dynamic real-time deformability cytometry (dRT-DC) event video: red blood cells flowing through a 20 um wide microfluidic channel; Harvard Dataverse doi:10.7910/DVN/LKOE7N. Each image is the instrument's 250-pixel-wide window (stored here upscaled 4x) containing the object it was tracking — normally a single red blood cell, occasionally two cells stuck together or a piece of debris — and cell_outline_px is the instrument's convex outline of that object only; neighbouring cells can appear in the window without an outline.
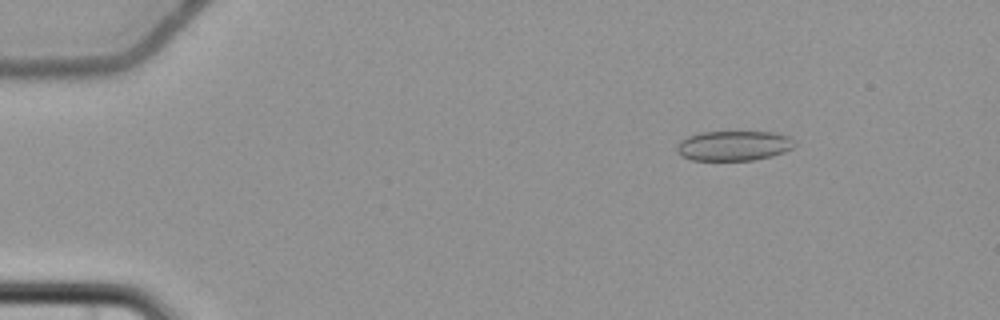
{"species": "common noctule bat (a hibernating species)", "species_latin": "Nyctalus noctula", "temperature_condition": "cold", "stored_images_in_passage": 5, "camera_frame_rate_fps": 3000, "um_per_image_px": 0.085, "animal": {"sex": "female", "body_mass_g": 22.7, "forearm_length_mm": 54.2}, "frame": {"image": 1, "passage_image": 3, "time_ms": 2.667, "image_size_px": [1000, 320], "cell_outline_px": [[796, 144], [792, 148], [784, 152], [772, 156], [752, 160], [692, 160], [680, 156], [676, 152], [676, 148], [680, 140], [688, 136], [700, 132], [776, 132], [788, 136], [796, 140]], "centroid_in_image_um": [62.37, 12.38], "position_along_channel_um": 22.6, "area_um2": 20.75}}
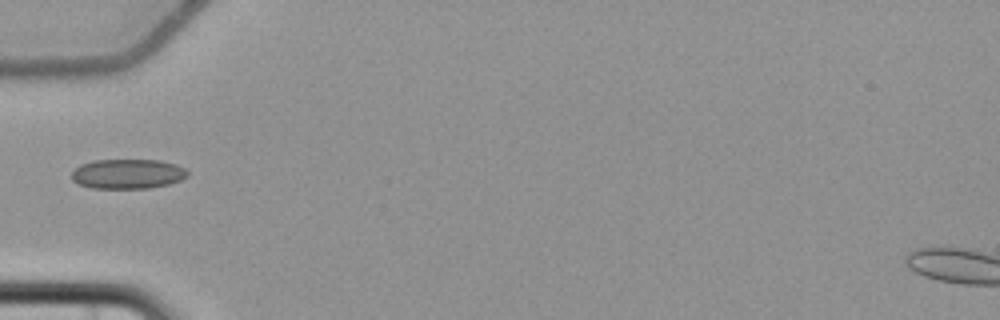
{"frame": {"image": 2, "passage_image": 5, "time_ms": 6.667, "image_size_px": [1000, 320], "cell_outline_px": [[188, 176], [180, 180], [168, 184], [148, 188], [92, 188], [80, 184], [72, 180], [72, 172], [80, 164], [92, 160], [160, 160], [176, 164], [184, 168], [188, 172]], "centroid_in_image_um": [10.85, 14.77], "position_along_channel_um": 74.1, "area_um2": 20.06}}